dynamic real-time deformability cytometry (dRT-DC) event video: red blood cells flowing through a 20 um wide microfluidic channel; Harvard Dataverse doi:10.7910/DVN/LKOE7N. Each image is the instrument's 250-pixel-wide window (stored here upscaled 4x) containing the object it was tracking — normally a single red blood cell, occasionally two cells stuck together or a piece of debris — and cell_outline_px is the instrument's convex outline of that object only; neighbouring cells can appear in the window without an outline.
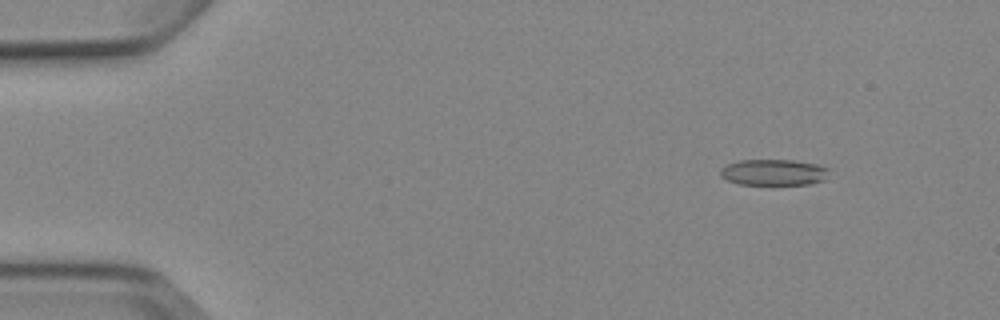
{"species": "Egyptian fruit bat (a non-hibernating species)", "species_latin": "Rousettus aegyptiacus", "temperature_condition": "cold", "stored_images_in_passage": 5, "camera_frame_rate_fps": 3000, "um_per_image_px": 0.085, "animal": {"sex": "female"}, "frame": {"image": 1, "passage_image": 2, "time_ms": 1.333, "image_size_px": [1000, 320], "cell_outline_px": [[832, 168], [824, 180], [812, 184], [740, 184], [728, 180], [720, 176], [720, 168], [728, 164], [740, 160], [792, 160], [816, 164]], "centroid_in_image_um": [65.8, 14.64], "position_along_channel_um": 19.2, "area_um2": 16.59}}